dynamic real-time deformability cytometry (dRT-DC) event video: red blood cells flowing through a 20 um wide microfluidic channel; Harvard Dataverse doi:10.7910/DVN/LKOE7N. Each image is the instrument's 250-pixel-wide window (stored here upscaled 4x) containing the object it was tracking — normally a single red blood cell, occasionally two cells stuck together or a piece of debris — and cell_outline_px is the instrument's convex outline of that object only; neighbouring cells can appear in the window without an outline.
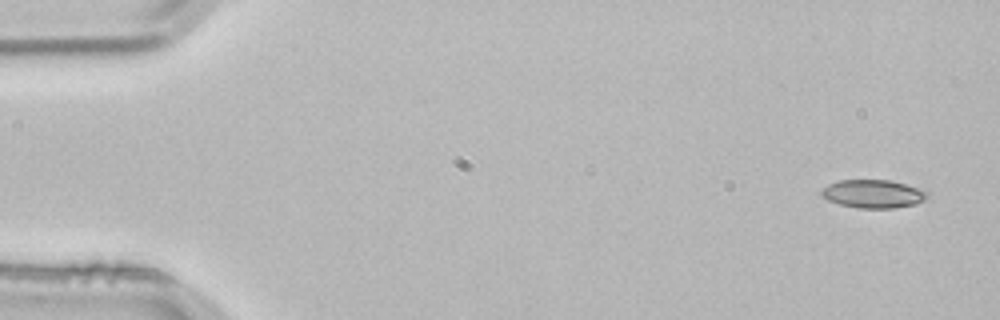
{"species": "common noctule bat (a hibernating species)", "species_latin": "Nyctalus noctula", "temperature_condition": "room temperature", "stored_images_in_passage": 3, "camera_frame_rate_fps": 3000, "um_per_image_px": 0.085, "animal": {"sex": "male", "body_mass_g": 21.5, "forearm_length_mm": 52.0}, "frame": {"image": 1, "passage_image": 1, "time_ms": 0.0, "image_size_px": [1000, 320], "cell_outline_px": [[928, 196], [924, 200], [916, 204], [892, 208], [856, 208], [840, 204], [828, 200], [820, 196], [820, 192], [828, 184], [840, 180], [888, 180], [904, 184], [928, 192]], "centroid_in_image_um": [74.18, 16.48], "position_along_channel_um": 10.8, "area_um2": 17.28}}